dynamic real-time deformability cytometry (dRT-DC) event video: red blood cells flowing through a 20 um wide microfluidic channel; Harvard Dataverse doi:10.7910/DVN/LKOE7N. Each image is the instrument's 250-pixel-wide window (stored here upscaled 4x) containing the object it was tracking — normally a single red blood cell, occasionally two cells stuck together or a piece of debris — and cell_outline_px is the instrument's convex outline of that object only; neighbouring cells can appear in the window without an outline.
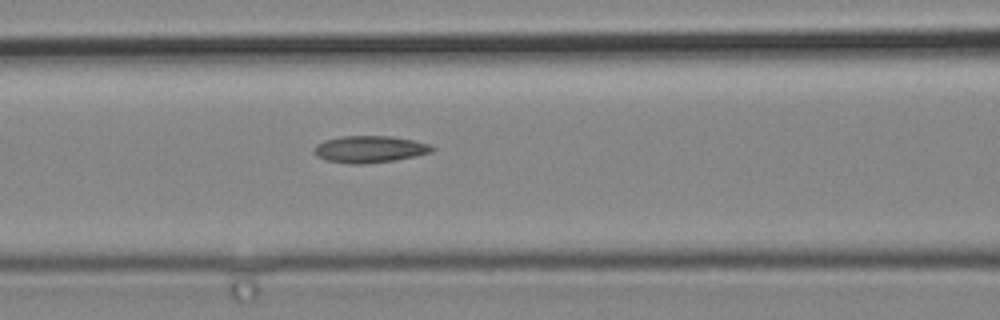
{"species": "common noctule bat (a hibernating species)", "species_latin": "Nyctalus noctula", "temperature_condition": "cold", "stored_images_in_passage": 5, "camera_frame_rate_fps": 3000, "um_per_image_px": 0.085, "animal": {"sex": "male", "body_mass_g": 19.2, "forearm_length_mm": 51.8}, "frame": {"image": 1, "passage_image": 5, "time_ms": 1.333, "image_size_px": [1000, 320], "cell_outline_px": [[436, 148], [432, 152], [416, 156], [396, 160], [364, 164], [348, 164], [328, 160], [316, 156], [316, 144], [324, 140], [340, 136], [392, 136], [432, 144]], "centroid_in_image_um": [31.47, 12.68], "position_along_channel_um": 135.1, "area_um2": 18.55}}